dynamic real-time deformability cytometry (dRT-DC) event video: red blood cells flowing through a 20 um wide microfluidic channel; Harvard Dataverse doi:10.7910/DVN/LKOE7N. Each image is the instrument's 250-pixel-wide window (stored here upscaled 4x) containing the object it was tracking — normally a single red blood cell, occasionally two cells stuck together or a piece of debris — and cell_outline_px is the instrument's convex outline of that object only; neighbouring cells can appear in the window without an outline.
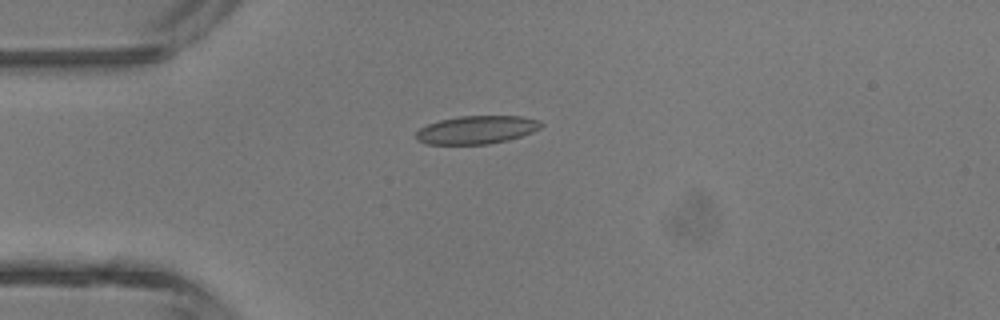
{"species": "common noctule bat (a hibernating species)", "species_latin": "Nyctalus noctula", "temperature_condition": "room temperature", "stored_images_in_passage": 5, "camera_frame_rate_fps": 3000, "um_per_image_px": 0.085, "animal": {"sex": "male", "body_mass_g": 13.3}, "frame": {"image": 1, "passage_image": 4, "time_ms": 3.667, "image_size_px": [1000, 320], "cell_outline_px": [[544, 124], [540, 128], [532, 132], [508, 140], [488, 144], [424, 144], [416, 140], [416, 132], [420, 128], [428, 124], [440, 120], [460, 116], [520, 116], [540, 120]], "centroid_in_image_um": [40.51, 11.03], "position_along_channel_um": 44.5, "area_um2": 20.52}}